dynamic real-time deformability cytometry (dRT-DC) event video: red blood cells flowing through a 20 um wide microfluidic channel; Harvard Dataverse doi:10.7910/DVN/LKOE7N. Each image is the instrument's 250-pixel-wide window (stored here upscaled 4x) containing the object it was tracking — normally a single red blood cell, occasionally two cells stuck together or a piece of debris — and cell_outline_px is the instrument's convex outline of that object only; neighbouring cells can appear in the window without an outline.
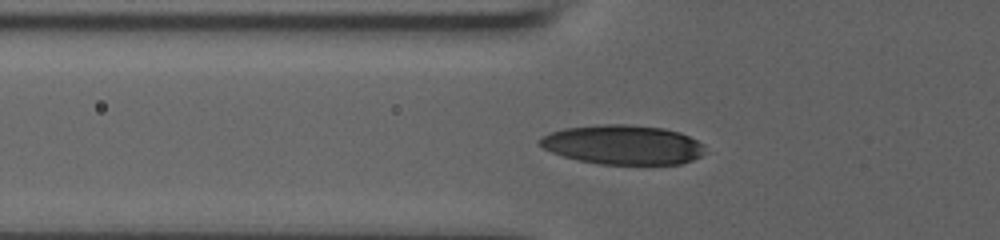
{"species": "human", "species_latin": "Homo sapiens", "temperature_condition": "room temperature", "stored_images_in_passage": 13, "camera_frame_rate_fps": 3000, "um_per_image_px": 0.085, "donor": {"sex": "male"}, "frame": {"image": 1, "passage_image": 8, "time_ms": 2.333, "image_size_px": [1000, 240], "cell_outline_px": [[704, 152], [700, 156], [692, 160], [680, 164], [600, 164], [580, 160], [564, 156], [552, 152], [544, 148], [540, 144], [540, 140], [544, 136], [552, 132], [564, 128], [604, 124], [628, 124], [664, 128], [680, 132], [704, 144]], "centroid_in_image_um": [52.99, 12.3], "position_along_channel_um": 72.8, "area_um2": 37.69}}
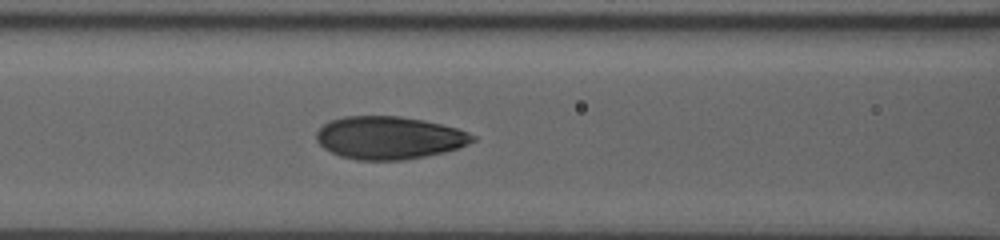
{"frame": {"image": 2, "passage_image": 10, "time_ms": 3.0, "image_size_px": [1000, 240], "cell_outline_px": [[476, 140], [460, 148], [444, 152], [404, 160], [356, 160], [340, 156], [324, 148], [316, 140], [316, 132], [328, 120], [344, 116], [400, 116], [424, 120], [456, 128], [468, 132], [476, 136]], "centroid_in_image_um": [33.07, 11.71], "position_along_channel_um": 133.5, "area_um2": 39.07}}
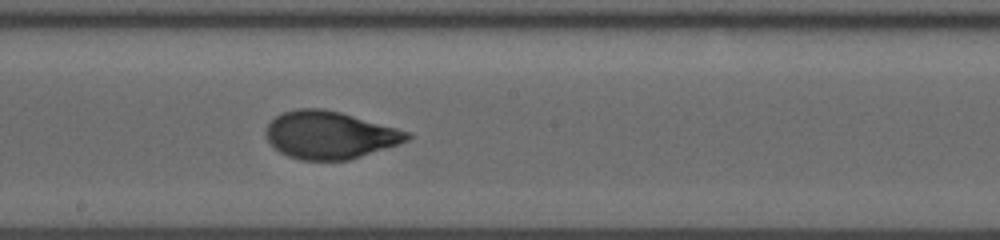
{"frame": {"image": 3, "passage_image": 13, "time_ms": 4.0, "image_size_px": [1000, 240], "cell_outline_px": [[412, 136], [408, 140], [348, 160], [300, 160], [288, 156], [280, 152], [268, 140], [264, 132], [268, 124], [276, 116], [284, 112], [300, 108], [324, 108], [340, 112], [396, 128], [408, 132]], "centroid_in_image_um": [27.98, 11.47], "position_along_channel_um": 220.2, "area_um2": 38.61}}